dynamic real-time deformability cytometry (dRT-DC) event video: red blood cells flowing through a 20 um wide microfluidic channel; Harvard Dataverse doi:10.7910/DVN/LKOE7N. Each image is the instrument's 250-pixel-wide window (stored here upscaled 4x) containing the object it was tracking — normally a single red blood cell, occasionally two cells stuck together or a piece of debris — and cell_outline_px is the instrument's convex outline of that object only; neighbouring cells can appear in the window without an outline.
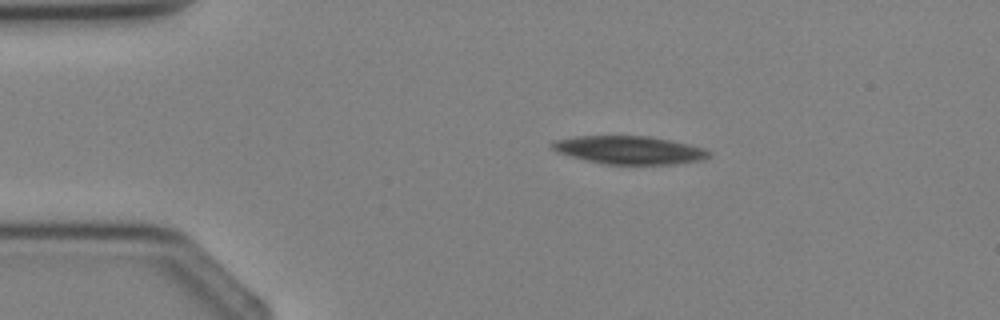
{"species": "Egyptian fruit bat (a non-hibernating species)", "species_latin": "Rousettus aegyptiacus", "temperature_condition": "cold", "stored_images_in_passage": 3, "camera_frame_rate_fps": 3000, "um_per_image_px": 0.085, "animal": {"sex": "female"}, "frame": {"image": 1, "passage_image": 3, "time_ms": 2.333, "image_size_px": [1000, 320], "cell_outline_px": [[712, 156], [704, 160], [676, 164], [604, 164], [584, 160], [556, 152], [548, 144], [552, 140], [576, 136], [648, 136], [672, 140], [704, 148], [712, 152]], "centroid_in_image_um": [53.49, 12.75], "position_along_channel_um": 31.5, "area_um2": 26.07}}